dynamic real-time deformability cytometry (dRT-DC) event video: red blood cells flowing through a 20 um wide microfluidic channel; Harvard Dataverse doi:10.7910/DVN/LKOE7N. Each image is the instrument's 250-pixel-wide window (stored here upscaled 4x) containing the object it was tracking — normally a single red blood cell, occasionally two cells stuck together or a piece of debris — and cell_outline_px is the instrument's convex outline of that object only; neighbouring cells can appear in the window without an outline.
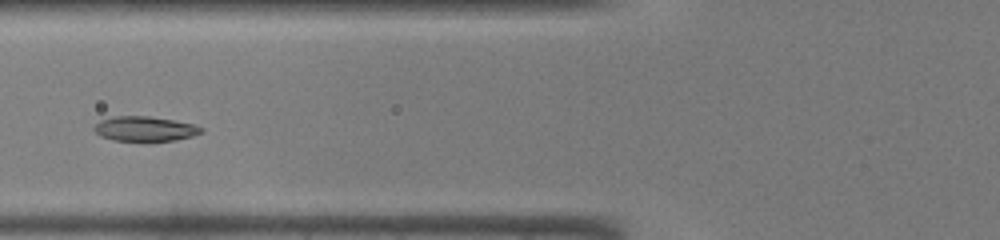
{"species": "common noctule bat (a hibernating species)", "species_latin": "Nyctalus noctula", "temperature_condition": "warm", "stored_images_in_passage": 42, "camera_frame_rate_fps": 3000, "um_per_image_px": 0.085, "animal": {"sex": "male", "body_mass_g": 19.0, "forearm_length_mm": 50.8}, "frame": {"image": 1, "passage_image": 14, "time_ms": 4.333, "image_size_px": [1000, 240], "cell_outline_px": [[204, 132], [192, 136], [176, 140], [112, 140], [100, 136], [92, 128], [100, 120], [112, 116], [148, 116], [196, 124], [204, 128]], "centroid_in_image_um": [12.33, 10.93], "position_along_channel_um": 113.5, "area_um2": 15.43}}
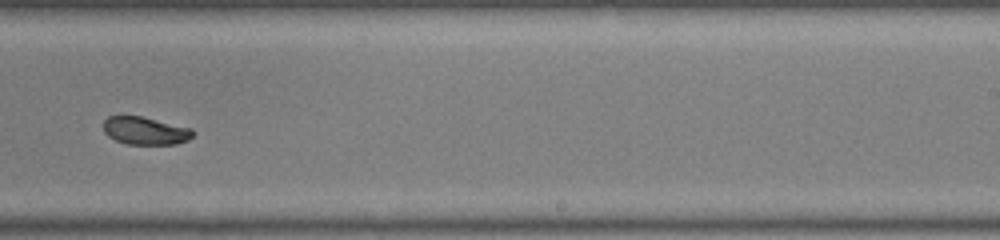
{"frame": {"image": 2, "passage_image": 25, "time_ms": 8.0, "image_size_px": [1000, 240], "cell_outline_px": [[196, 132], [188, 140], [176, 144], [128, 144], [116, 140], [108, 136], [104, 132], [104, 120], [108, 116], [140, 116], [192, 128]], "centroid_in_image_um": [12.37, 11.11], "position_along_channel_um": 276.6, "area_um2": 14.45}}
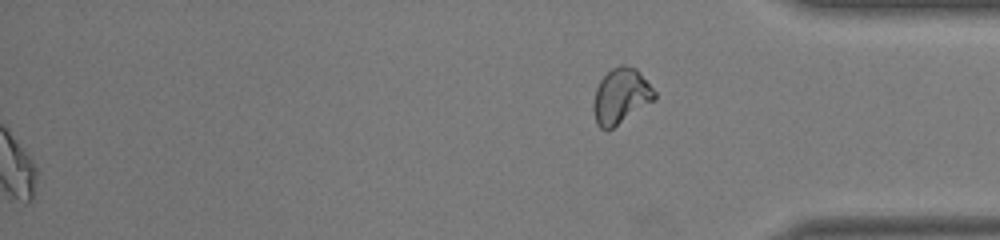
{"frame": {"image": 3, "passage_image": 42, "time_ms": 13.667, "image_size_px": [1000, 240], "cell_outline_px": [[656, 100], [612, 128], [600, 128], [596, 124], [592, 108], [592, 104], [596, 88], [600, 80], [612, 68], [620, 64], [624, 64], [636, 68], [640, 72], [656, 92]], "centroid_in_image_um": [52.78, 8.15], "position_along_channel_um": 382.4, "area_um2": 19.83}}